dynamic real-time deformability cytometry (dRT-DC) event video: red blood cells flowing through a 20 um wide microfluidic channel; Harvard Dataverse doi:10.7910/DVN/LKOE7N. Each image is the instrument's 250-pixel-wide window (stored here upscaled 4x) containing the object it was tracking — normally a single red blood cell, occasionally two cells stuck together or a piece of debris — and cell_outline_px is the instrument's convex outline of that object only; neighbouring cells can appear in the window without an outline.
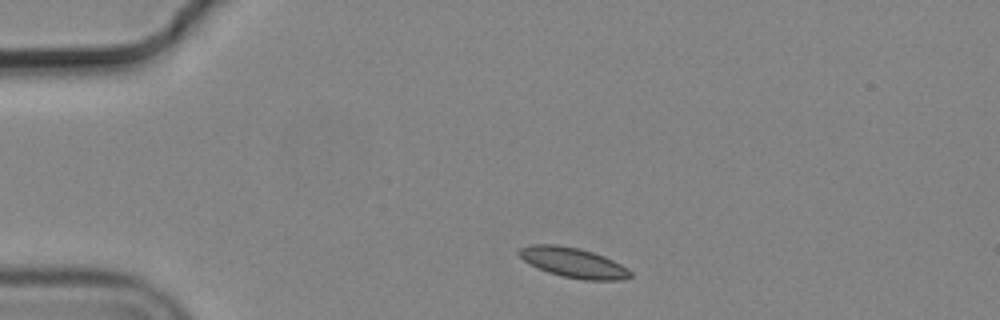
{"species": "common noctule bat (a hibernating species)", "species_latin": "Nyctalus noctula", "temperature_condition": "cold", "stored_images_in_passage": 1, "camera_frame_rate_fps": 3000, "um_per_image_px": 0.085, "animal": {"sex": "male", "body_mass_g": 19.2, "forearm_length_mm": 51.8}, "frame": {"image": 1, "passage_image": 1, "time_ms": 0.0, "image_size_px": [1000, 320], "cell_outline_px": [[632, 276], [624, 280], [584, 280], [564, 276], [548, 272], [524, 260], [516, 252], [520, 248], [532, 244], [556, 244], [580, 248], [604, 256], [628, 268], [632, 272]], "centroid_in_image_um": [48.76, 22.31], "position_along_channel_um": 36.2, "area_um2": 19.31}}